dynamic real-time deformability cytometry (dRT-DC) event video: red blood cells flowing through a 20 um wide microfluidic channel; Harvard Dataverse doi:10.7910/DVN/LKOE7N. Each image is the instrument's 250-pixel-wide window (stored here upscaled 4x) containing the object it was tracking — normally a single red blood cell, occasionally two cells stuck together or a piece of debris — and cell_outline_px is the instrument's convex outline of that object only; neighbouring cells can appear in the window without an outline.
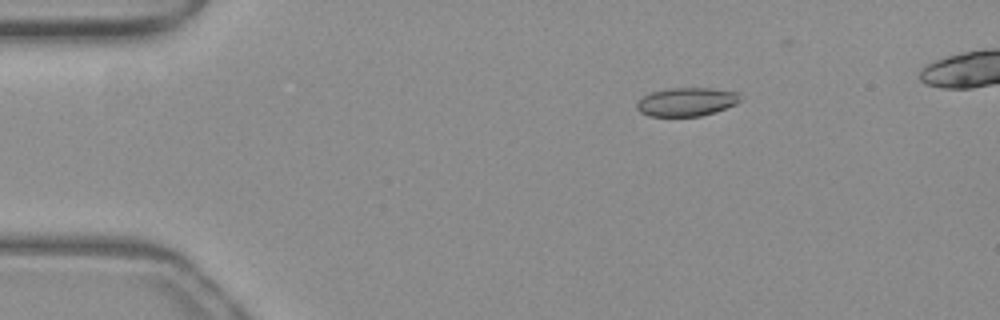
{"species": "common noctule bat (a hibernating species)", "species_latin": "Nyctalus noctula", "temperature_condition": "warm", "stored_images_in_passage": 42, "camera_frame_rate_fps": 3000, "um_per_image_px": 0.085, "animal": {"sex": "female", "body_mass_g": 19.3, "forearm_length_mm": 54.1}, "frame": {"image": 1, "passage_image": 1, "time_ms": 0.0, "image_size_px": [1000, 320], "cell_outline_px": [[740, 100], [736, 104], [716, 112], [700, 116], [648, 116], [640, 112], [636, 108], [636, 104], [644, 96], [652, 92], [672, 88], [716, 88], [740, 92]], "centroid_in_image_um": [58.4, 8.66], "position_along_channel_um": 26.6, "area_um2": 17.28}}
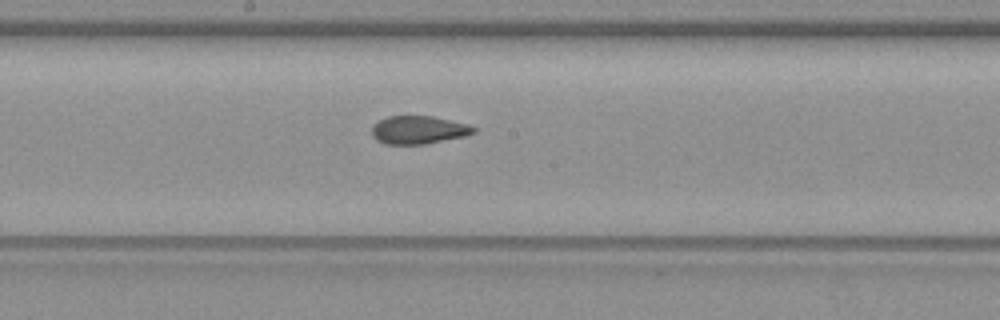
{"frame": {"image": 2, "passage_image": 20, "time_ms": 6.333, "image_size_px": [1000, 320], "cell_outline_px": [[476, 132], [464, 136], [424, 144], [384, 144], [376, 140], [372, 136], [372, 124], [388, 116], [432, 116], [468, 124], [476, 128]], "centroid_in_image_um": [35.55, 11.04], "position_along_channel_um": 212.7, "area_um2": 16.65}}
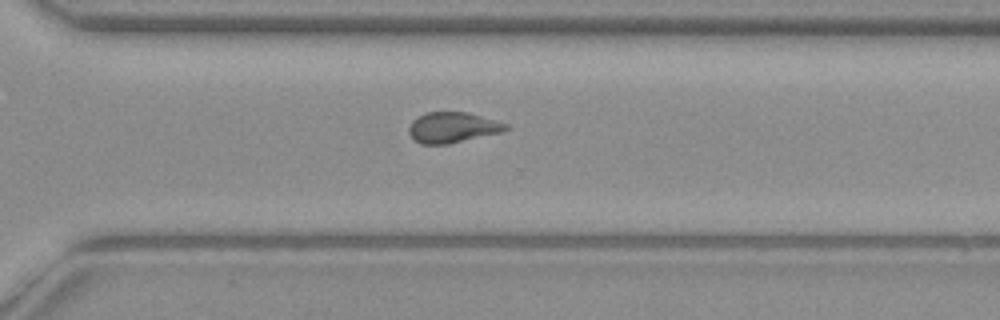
{"frame": {"image": 3, "passage_image": 29, "time_ms": 9.333, "image_size_px": [1000, 320], "cell_outline_px": [[512, 128], [504, 132], [448, 144], [420, 144], [408, 132], [408, 128], [412, 120], [416, 116], [424, 112], [468, 112], [508, 124]], "centroid_in_image_um": [38.49, 10.83], "position_along_channel_um": 332.1, "area_um2": 17.51}}